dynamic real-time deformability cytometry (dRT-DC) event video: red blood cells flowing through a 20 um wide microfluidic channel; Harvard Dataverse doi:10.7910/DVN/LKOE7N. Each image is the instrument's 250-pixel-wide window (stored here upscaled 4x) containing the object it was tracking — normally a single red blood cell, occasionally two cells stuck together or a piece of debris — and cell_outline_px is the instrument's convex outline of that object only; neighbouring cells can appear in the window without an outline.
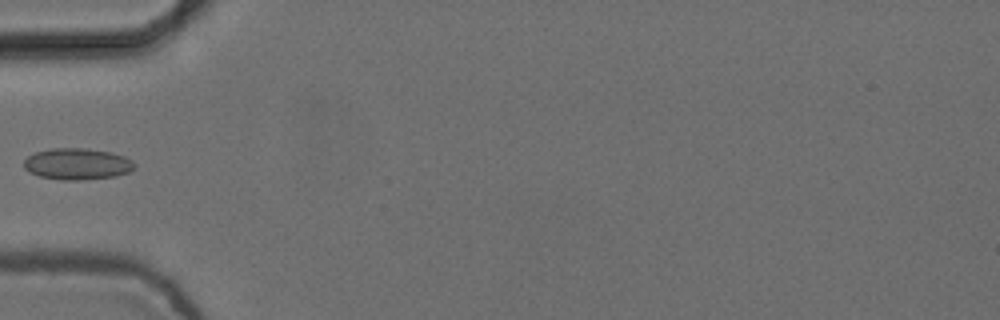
{"species": "common noctule bat (a hibernating species)", "species_latin": "Nyctalus noctula", "temperature_condition": "cold", "stored_images_in_passage": 6, "camera_frame_rate_fps": 3000, "um_per_image_px": 0.085, "animal": {"sex": "female", "body_mass_g": 24.6, "forearm_length_mm": 56.2}, "frame": {"image": 1, "passage_image": 6, "time_ms": 1.667, "image_size_px": [1000, 320], "cell_outline_px": [[136, 168], [128, 172], [116, 176], [80, 180], [60, 180], [40, 176], [28, 172], [24, 168], [24, 160], [28, 156], [36, 152], [52, 148], [84, 148], [112, 152], [124, 156], [132, 160], [136, 164]], "centroid_in_image_um": [6.58, 13.94], "position_along_channel_um": 78.4, "area_um2": 20.4}}